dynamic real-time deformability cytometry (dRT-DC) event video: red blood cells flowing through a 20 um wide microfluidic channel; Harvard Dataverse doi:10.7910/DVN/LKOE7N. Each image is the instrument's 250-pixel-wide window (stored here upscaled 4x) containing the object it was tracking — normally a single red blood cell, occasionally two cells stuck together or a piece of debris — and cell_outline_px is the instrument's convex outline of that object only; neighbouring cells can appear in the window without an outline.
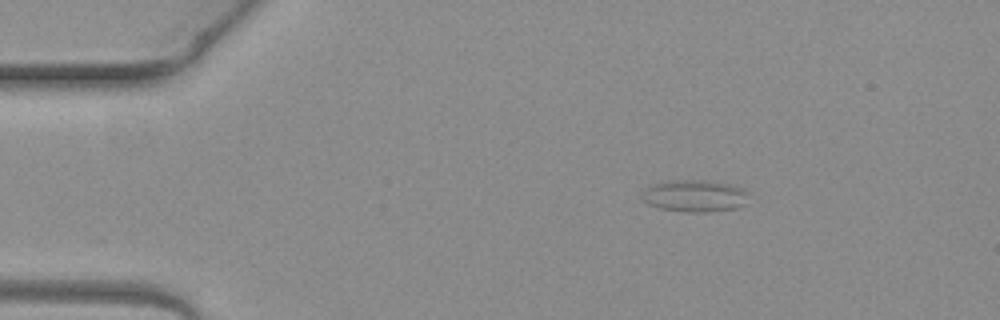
{"species": "common noctule bat (a hibernating species)", "species_latin": "Nyctalus noctula", "temperature_condition": "warm", "stored_images_in_passage": 6, "camera_frame_rate_fps": 3000, "um_per_image_px": 0.085, "animal": {"sex": "female", "body_mass_g": 19.3, "forearm_length_mm": 54.1}, "frame": {"image": 1, "passage_image": 2, "time_ms": 0.333, "image_size_px": [1000, 320], "cell_outline_px": [[748, 192], [744, 204], [736, 208], [704, 212], [688, 212], [660, 208], [648, 204], [640, 196], [644, 188], [652, 184], [676, 180], [704, 180], [728, 184], [740, 188]], "centroid_in_image_um": [58.99, 16.65], "position_along_channel_um": 26.0, "area_um2": 19.65}}
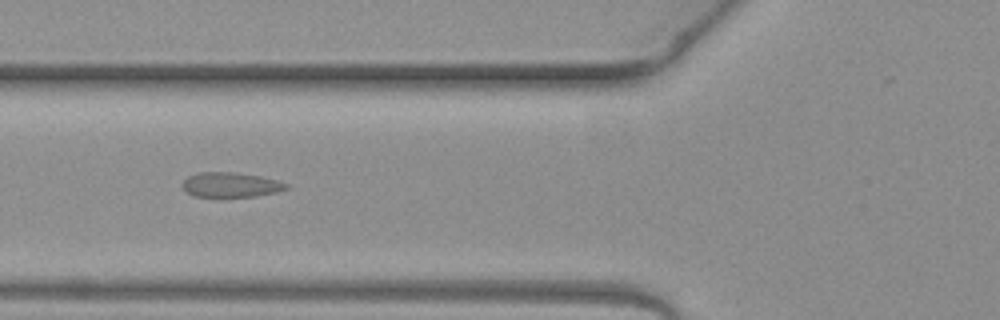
{"frame": {"image": 2, "passage_image": 5, "time_ms": 1.333, "image_size_px": [1000, 320], "cell_outline_px": [[288, 188], [276, 192], [256, 196], [192, 196], [180, 184], [188, 176], [196, 172], [236, 172], [260, 176], [276, 180], [288, 184]], "centroid_in_image_um": [19.59, 15.69], "position_along_channel_um": 106.2, "area_um2": 14.91}}
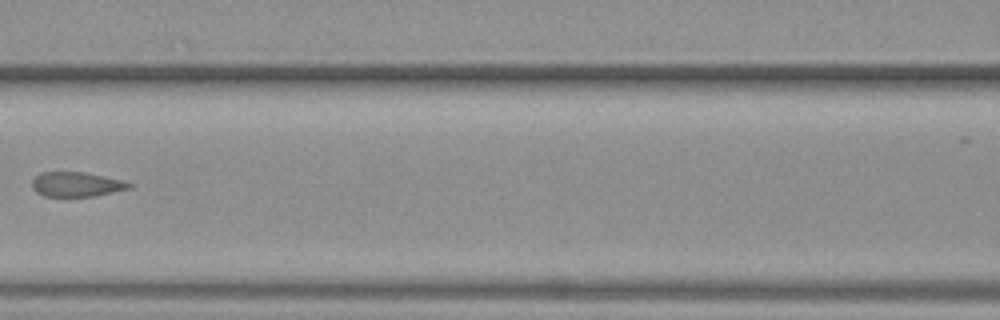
{"frame": {"image": 3, "passage_image": 6, "time_ms": 1.667, "image_size_px": [1000, 320], "cell_outline_px": [[136, 184], [132, 188], [92, 196], [44, 196], [36, 192], [32, 188], [32, 180], [40, 172], [84, 172], [104, 176]], "centroid_in_image_um": [6.5, 15.66], "position_along_channel_um": 160.1, "area_um2": 13.93}}